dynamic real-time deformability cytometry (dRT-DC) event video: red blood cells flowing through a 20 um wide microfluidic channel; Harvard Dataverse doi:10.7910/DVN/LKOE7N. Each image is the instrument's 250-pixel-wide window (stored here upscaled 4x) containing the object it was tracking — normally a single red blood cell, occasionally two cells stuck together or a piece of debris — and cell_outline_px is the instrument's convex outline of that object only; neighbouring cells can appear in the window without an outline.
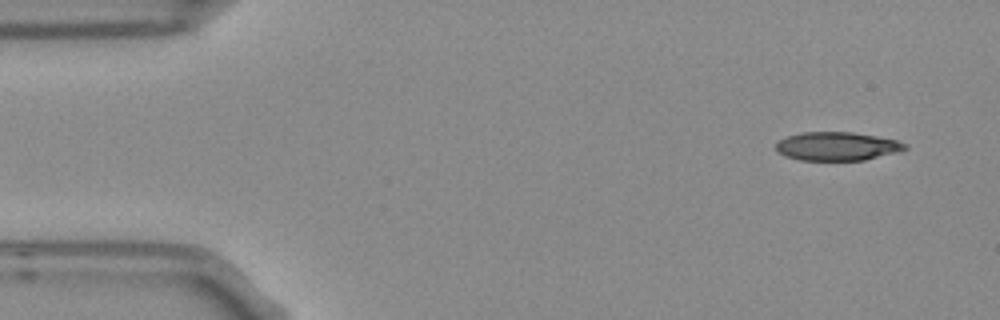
{"species": "Egyptian fruit bat (a non-hibernating species)", "species_latin": "Rousettus aegyptiacus", "temperature_condition": "room temperature", "stored_images_in_passage": 4, "camera_frame_rate_fps": 3000, "um_per_image_px": 0.085, "frame": {"image": 1, "passage_image": 1, "time_ms": 0.0, "image_size_px": [1000, 320], "cell_outline_px": [[908, 148], [900, 152], [864, 160], [800, 160], [784, 156], [776, 152], [776, 144], [780, 140], [788, 136], [804, 132], [852, 132], [876, 136], [896, 140], [908, 144]], "centroid_in_image_um": [71.17, 12.44], "position_along_channel_um": 13.8, "area_um2": 21.56}}